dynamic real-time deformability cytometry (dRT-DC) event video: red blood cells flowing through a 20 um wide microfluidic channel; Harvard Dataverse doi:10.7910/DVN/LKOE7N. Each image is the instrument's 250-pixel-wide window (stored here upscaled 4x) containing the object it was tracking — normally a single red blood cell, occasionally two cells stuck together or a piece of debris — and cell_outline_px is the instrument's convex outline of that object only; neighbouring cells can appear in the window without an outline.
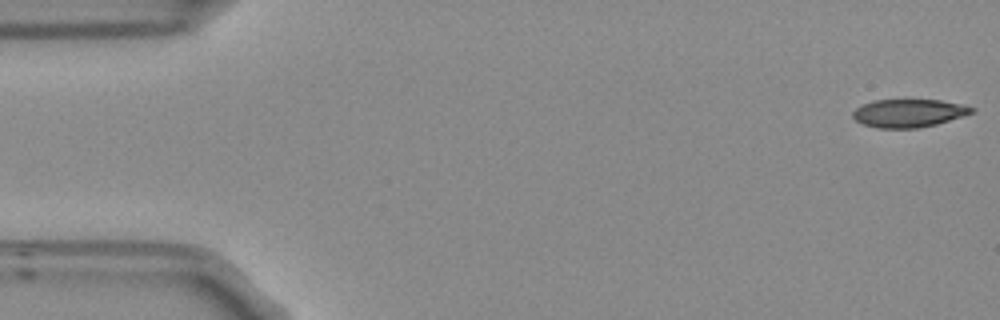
{"species": "Egyptian fruit bat (a non-hibernating species)", "species_latin": "Rousettus aegyptiacus", "temperature_condition": "room temperature", "stored_images_in_passage": 54, "segment_of_instrument_passage": [1, 2], "camera_frame_rate_fps": 3000, "um_per_image_px": 0.085, "frame": {"image": 1, "passage_image": 1, "time_ms": 0.0, "image_size_px": [1000, 320], "cell_outline_px": [[976, 112], [964, 116], [936, 124], [920, 128], [876, 128], [864, 124], [856, 120], [852, 116], [852, 112], [856, 108], [872, 100], [940, 100], [964, 104], [976, 108]], "centroid_in_image_um": [77.29, 9.61], "position_along_channel_um": 7.7, "area_um2": 19.59}}
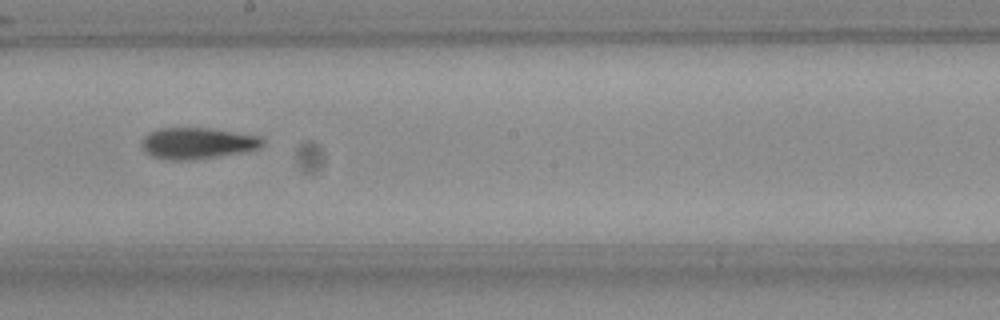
{"frame": {"image": 2, "passage_image": 29, "time_ms": 9.333, "image_size_px": [1000, 320], "cell_outline_px": [[264, 144], [260, 148], [240, 152], [192, 160], [172, 160], [152, 156], [144, 152], [140, 144], [144, 136], [148, 132], [156, 128], [208, 128], [260, 136], [264, 140]], "centroid_in_image_um": [16.73, 12.16], "position_along_channel_um": 231.5, "area_um2": 22.02}}
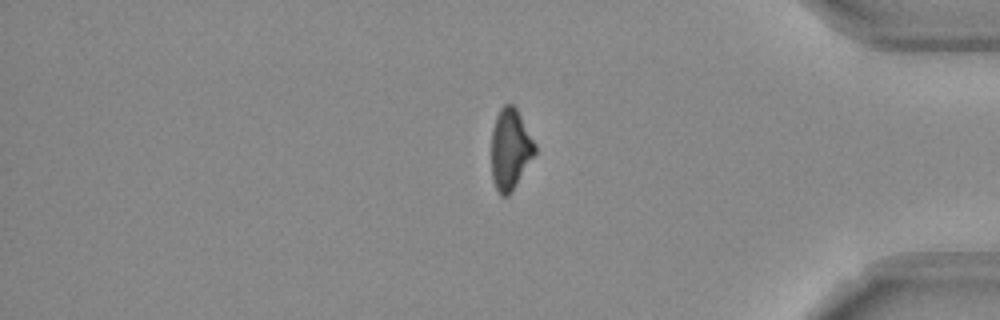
{"frame": {"image": 3, "passage_image": 44, "time_ms": 14.333, "image_size_px": [1000, 320], "cell_outline_px": [[536, 152], [512, 192], [508, 196], [500, 196], [492, 180], [492, 128], [496, 116], [500, 108], [504, 104], [512, 104], [516, 108], [536, 144]], "centroid_in_image_um": [43.37, 12.69], "position_along_channel_um": 391.8, "area_um2": 20.52}}